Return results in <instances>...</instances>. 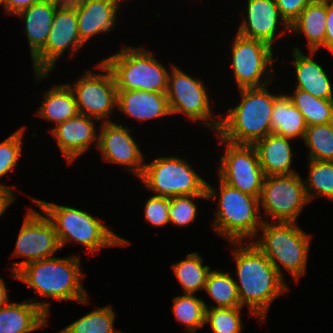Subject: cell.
<instances>
[{
  "mask_svg": "<svg viewBox=\"0 0 333 333\" xmlns=\"http://www.w3.org/2000/svg\"><path fill=\"white\" fill-rule=\"evenodd\" d=\"M230 242L236 262L235 280L241 307L247 305L249 315L266 321L272 302L289 291L287 282L278 274L266 255L252 242Z\"/></svg>",
  "mask_w": 333,
  "mask_h": 333,
  "instance_id": "cell-1",
  "label": "cell"
},
{
  "mask_svg": "<svg viewBox=\"0 0 333 333\" xmlns=\"http://www.w3.org/2000/svg\"><path fill=\"white\" fill-rule=\"evenodd\" d=\"M80 256L51 257L28 263L17 272V280L25 283L36 293V299L31 302L39 306L48 316L49 302L37 301L43 299L76 301L87 304L88 293L82 285L85 274L80 269Z\"/></svg>",
  "mask_w": 333,
  "mask_h": 333,
  "instance_id": "cell-2",
  "label": "cell"
},
{
  "mask_svg": "<svg viewBox=\"0 0 333 333\" xmlns=\"http://www.w3.org/2000/svg\"><path fill=\"white\" fill-rule=\"evenodd\" d=\"M239 90L241 102L225 117L219 114L221 123L216 135L231 144L254 145L271 133L272 110L279 95L270 93L267 86Z\"/></svg>",
  "mask_w": 333,
  "mask_h": 333,
  "instance_id": "cell-3",
  "label": "cell"
},
{
  "mask_svg": "<svg viewBox=\"0 0 333 333\" xmlns=\"http://www.w3.org/2000/svg\"><path fill=\"white\" fill-rule=\"evenodd\" d=\"M31 200L53 223L61 249L66 243L71 244L75 241L93 255L104 247L130 245L128 240L110 230L100 218L93 217L83 210L32 197Z\"/></svg>",
  "mask_w": 333,
  "mask_h": 333,
  "instance_id": "cell-4",
  "label": "cell"
},
{
  "mask_svg": "<svg viewBox=\"0 0 333 333\" xmlns=\"http://www.w3.org/2000/svg\"><path fill=\"white\" fill-rule=\"evenodd\" d=\"M218 181L219 190L207 182L208 199L214 201L218 198L215 219L211 224L214 231L229 243L245 242L247 237L256 238L265 221L260 214L259 198L231 187L220 178Z\"/></svg>",
  "mask_w": 333,
  "mask_h": 333,
  "instance_id": "cell-5",
  "label": "cell"
},
{
  "mask_svg": "<svg viewBox=\"0 0 333 333\" xmlns=\"http://www.w3.org/2000/svg\"><path fill=\"white\" fill-rule=\"evenodd\" d=\"M260 231L262 234H258L259 238L252 242L283 279L281 266L298 282L307 269L312 235L300 228L297 222L263 221Z\"/></svg>",
  "mask_w": 333,
  "mask_h": 333,
  "instance_id": "cell-6",
  "label": "cell"
},
{
  "mask_svg": "<svg viewBox=\"0 0 333 333\" xmlns=\"http://www.w3.org/2000/svg\"><path fill=\"white\" fill-rule=\"evenodd\" d=\"M102 61L111 70L117 90L167 92L170 71L150 50L125 45Z\"/></svg>",
  "mask_w": 333,
  "mask_h": 333,
  "instance_id": "cell-7",
  "label": "cell"
},
{
  "mask_svg": "<svg viewBox=\"0 0 333 333\" xmlns=\"http://www.w3.org/2000/svg\"><path fill=\"white\" fill-rule=\"evenodd\" d=\"M139 179L156 196L207 195V181L177 156H159L146 162Z\"/></svg>",
  "mask_w": 333,
  "mask_h": 333,
  "instance_id": "cell-8",
  "label": "cell"
},
{
  "mask_svg": "<svg viewBox=\"0 0 333 333\" xmlns=\"http://www.w3.org/2000/svg\"><path fill=\"white\" fill-rule=\"evenodd\" d=\"M170 70L166 96L171 115L184 113L189 120L202 121L204 126L217 133L221 120L213 117L214 112L204 82L189 76L174 64H171Z\"/></svg>",
  "mask_w": 333,
  "mask_h": 333,
  "instance_id": "cell-9",
  "label": "cell"
},
{
  "mask_svg": "<svg viewBox=\"0 0 333 333\" xmlns=\"http://www.w3.org/2000/svg\"><path fill=\"white\" fill-rule=\"evenodd\" d=\"M309 200L299 173L265 176L259 196V209L273 222L296 223Z\"/></svg>",
  "mask_w": 333,
  "mask_h": 333,
  "instance_id": "cell-10",
  "label": "cell"
},
{
  "mask_svg": "<svg viewBox=\"0 0 333 333\" xmlns=\"http://www.w3.org/2000/svg\"><path fill=\"white\" fill-rule=\"evenodd\" d=\"M101 73L87 70L74 84L72 89L79 114L89 116L98 121L111 122V114L117 109L118 90L111 70L103 63L96 65ZM105 73H104V72Z\"/></svg>",
  "mask_w": 333,
  "mask_h": 333,
  "instance_id": "cell-11",
  "label": "cell"
},
{
  "mask_svg": "<svg viewBox=\"0 0 333 333\" xmlns=\"http://www.w3.org/2000/svg\"><path fill=\"white\" fill-rule=\"evenodd\" d=\"M85 46L78 32L75 6H58L45 46L32 58L36 82L44 80L54 70L56 62L70 49L76 54Z\"/></svg>",
  "mask_w": 333,
  "mask_h": 333,
  "instance_id": "cell-12",
  "label": "cell"
},
{
  "mask_svg": "<svg viewBox=\"0 0 333 333\" xmlns=\"http://www.w3.org/2000/svg\"><path fill=\"white\" fill-rule=\"evenodd\" d=\"M233 40L231 67L237 87L259 88L270 85L274 73L273 48L237 33Z\"/></svg>",
  "mask_w": 333,
  "mask_h": 333,
  "instance_id": "cell-13",
  "label": "cell"
},
{
  "mask_svg": "<svg viewBox=\"0 0 333 333\" xmlns=\"http://www.w3.org/2000/svg\"><path fill=\"white\" fill-rule=\"evenodd\" d=\"M61 250L53 223L43 213L28 208L23 225L15 243L13 257H25L24 261L13 263L11 276L17 279V272L28 263L54 257Z\"/></svg>",
  "mask_w": 333,
  "mask_h": 333,
  "instance_id": "cell-14",
  "label": "cell"
},
{
  "mask_svg": "<svg viewBox=\"0 0 333 333\" xmlns=\"http://www.w3.org/2000/svg\"><path fill=\"white\" fill-rule=\"evenodd\" d=\"M219 144L225 146L218 167V178L241 192L259 198L265 174L260 166L256 148L253 145L231 144L219 137Z\"/></svg>",
  "mask_w": 333,
  "mask_h": 333,
  "instance_id": "cell-15",
  "label": "cell"
},
{
  "mask_svg": "<svg viewBox=\"0 0 333 333\" xmlns=\"http://www.w3.org/2000/svg\"><path fill=\"white\" fill-rule=\"evenodd\" d=\"M98 150L104 161L123 165L139 178L144 169V155L139 144L130 134L132 128L114 122H101Z\"/></svg>",
  "mask_w": 333,
  "mask_h": 333,
  "instance_id": "cell-16",
  "label": "cell"
},
{
  "mask_svg": "<svg viewBox=\"0 0 333 333\" xmlns=\"http://www.w3.org/2000/svg\"><path fill=\"white\" fill-rule=\"evenodd\" d=\"M246 16L237 27V34L262 41L273 47L278 35L290 31V26L281 17L275 0H247ZM281 24V25H280ZM279 25L283 28L279 32ZM277 32H279L277 34Z\"/></svg>",
  "mask_w": 333,
  "mask_h": 333,
  "instance_id": "cell-17",
  "label": "cell"
},
{
  "mask_svg": "<svg viewBox=\"0 0 333 333\" xmlns=\"http://www.w3.org/2000/svg\"><path fill=\"white\" fill-rule=\"evenodd\" d=\"M93 120L99 122L97 119L78 114L49 130L67 164L71 165L83 153L90 150L92 143L98 148L99 134Z\"/></svg>",
  "mask_w": 333,
  "mask_h": 333,
  "instance_id": "cell-18",
  "label": "cell"
},
{
  "mask_svg": "<svg viewBox=\"0 0 333 333\" xmlns=\"http://www.w3.org/2000/svg\"><path fill=\"white\" fill-rule=\"evenodd\" d=\"M120 7L112 0H82L75 5L81 40L86 43L99 33L113 31Z\"/></svg>",
  "mask_w": 333,
  "mask_h": 333,
  "instance_id": "cell-19",
  "label": "cell"
},
{
  "mask_svg": "<svg viewBox=\"0 0 333 333\" xmlns=\"http://www.w3.org/2000/svg\"><path fill=\"white\" fill-rule=\"evenodd\" d=\"M117 109L141 122L171 116L166 93L143 90H118Z\"/></svg>",
  "mask_w": 333,
  "mask_h": 333,
  "instance_id": "cell-20",
  "label": "cell"
},
{
  "mask_svg": "<svg viewBox=\"0 0 333 333\" xmlns=\"http://www.w3.org/2000/svg\"><path fill=\"white\" fill-rule=\"evenodd\" d=\"M305 55L300 48L294 47L291 63L295 67L297 82L294 88L309 92L312 96L320 99H333V89L330 78L322 65L313 60L317 51H309Z\"/></svg>",
  "mask_w": 333,
  "mask_h": 333,
  "instance_id": "cell-21",
  "label": "cell"
},
{
  "mask_svg": "<svg viewBox=\"0 0 333 333\" xmlns=\"http://www.w3.org/2000/svg\"><path fill=\"white\" fill-rule=\"evenodd\" d=\"M291 140L293 139L272 132L253 145L257 150L259 163L265 176L297 173L291 168L294 155Z\"/></svg>",
  "mask_w": 333,
  "mask_h": 333,
  "instance_id": "cell-22",
  "label": "cell"
},
{
  "mask_svg": "<svg viewBox=\"0 0 333 333\" xmlns=\"http://www.w3.org/2000/svg\"><path fill=\"white\" fill-rule=\"evenodd\" d=\"M58 6L54 0H41L16 15L24 19L23 30L27 35L31 58L45 46Z\"/></svg>",
  "mask_w": 333,
  "mask_h": 333,
  "instance_id": "cell-23",
  "label": "cell"
},
{
  "mask_svg": "<svg viewBox=\"0 0 333 333\" xmlns=\"http://www.w3.org/2000/svg\"><path fill=\"white\" fill-rule=\"evenodd\" d=\"M30 299L0 308V333H30L49 325L48 315Z\"/></svg>",
  "mask_w": 333,
  "mask_h": 333,
  "instance_id": "cell-24",
  "label": "cell"
},
{
  "mask_svg": "<svg viewBox=\"0 0 333 333\" xmlns=\"http://www.w3.org/2000/svg\"><path fill=\"white\" fill-rule=\"evenodd\" d=\"M327 0H313L290 25L293 33L304 34L308 51H319L325 48Z\"/></svg>",
  "mask_w": 333,
  "mask_h": 333,
  "instance_id": "cell-25",
  "label": "cell"
},
{
  "mask_svg": "<svg viewBox=\"0 0 333 333\" xmlns=\"http://www.w3.org/2000/svg\"><path fill=\"white\" fill-rule=\"evenodd\" d=\"M36 116L57 125L79 114L75 95L69 85L56 84L44 92L43 101Z\"/></svg>",
  "mask_w": 333,
  "mask_h": 333,
  "instance_id": "cell-26",
  "label": "cell"
},
{
  "mask_svg": "<svg viewBox=\"0 0 333 333\" xmlns=\"http://www.w3.org/2000/svg\"><path fill=\"white\" fill-rule=\"evenodd\" d=\"M307 127L303 114L293 105L288 94H279L272 110L271 133L303 140Z\"/></svg>",
  "mask_w": 333,
  "mask_h": 333,
  "instance_id": "cell-27",
  "label": "cell"
},
{
  "mask_svg": "<svg viewBox=\"0 0 333 333\" xmlns=\"http://www.w3.org/2000/svg\"><path fill=\"white\" fill-rule=\"evenodd\" d=\"M203 262L198 252H192L183 260L171 265L176 279L183 287L184 294H195L198 290L205 289L211 268Z\"/></svg>",
  "mask_w": 333,
  "mask_h": 333,
  "instance_id": "cell-28",
  "label": "cell"
},
{
  "mask_svg": "<svg viewBox=\"0 0 333 333\" xmlns=\"http://www.w3.org/2000/svg\"><path fill=\"white\" fill-rule=\"evenodd\" d=\"M230 274L221 270L210 271L204 291L213 299L215 305L206 304V308L241 307L235 279Z\"/></svg>",
  "mask_w": 333,
  "mask_h": 333,
  "instance_id": "cell-29",
  "label": "cell"
},
{
  "mask_svg": "<svg viewBox=\"0 0 333 333\" xmlns=\"http://www.w3.org/2000/svg\"><path fill=\"white\" fill-rule=\"evenodd\" d=\"M293 91L288 96L293 105L303 114L307 126L333 122V99H320L297 88Z\"/></svg>",
  "mask_w": 333,
  "mask_h": 333,
  "instance_id": "cell-30",
  "label": "cell"
},
{
  "mask_svg": "<svg viewBox=\"0 0 333 333\" xmlns=\"http://www.w3.org/2000/svg\"><path fill=\"white\" fill-rule=\"evenodd\" d=\"M172 312L175 319L181 325H185V331L195 333L205 325L206 303L196 294H183L173 298Z\"/></svg>",
  "mask_w": 333,
  "mask_h": 333,
  "instance_id": "cell-31",
  "label": "cell"
},
{
  "mask_svg": "<svg viewBox=\"0 0 333 333\" xmlns=\"http://www.w3.org/2000/svg\"><path fill=\"white\" fill-rule=\"evenodd\" d=\"M115 316L112 306L97 307L58 333H123L114 330Z\"/></svg>",
  "mask_w": 333,
  "mask_h": 333,
  "instance_id": "cell-32",
  "label": "cell"
},
{
  "mask_svg": "<svg viewBox=\"0 0 333 333\" xmlns=\"http://www.w3.org/2000/svg\"><path fill=\"white\" fill-rule=\"evenodd\" d=\"M308 167L304 186L309 202L317 196L333 201V161L309 160Z\"/></svg>",
  "mask_w": 333,
  "mask_h": 333,
  "instance_id": "cell-33",
  "label": "cell"
},
{
  "mask_svg": "<svg viewBox=\"0 0 333 333\" xmlns=\"http://www.w3.org/2000/svg\"><path fill=\"white\" fill-rule=\"evenodd\" d=\"M303 142L309 160L333 161V122L308 126Z\"/></svg>",
  "mask_w": 333,
  "mask_h": 333,
  "instance_id": "cell-34",
  "label": "cell"
},
{
  "mask_svg": "<svg viewBox=\"0 0 333 333\" xmlns=\"http://www.w3.org/2000/svg\"><path fill=\"white\" fill-rule=\"evenodd\" d=\"M25 129L26 126L20 127L0 143V178L7 175L11 170H14V167L18 164L19 157L22 154L21 150ZM10 187L16 188V186H5L0 182V189L16 199V193Z\"/></svg>",
  "mask_w": 333,
  "mask_h": 333,
  "instance_id": "cell-35",
  "label": "cell"
},
{
  "mask_svg": "<svg viewBox=\"0 0 333 333\" xmlns=\"http://www.w3.org/2000/svg\"><path fill=\"white\" fill-rule=\"evenodd\" d=\"M243 307L206 308L205 324H210L213 333H241V310Z\"/></svg>",
  "mask_w": 333,
  "mask_h": 333,
  "instance_id": "cell-36",
  "label": "cell"
},
{
  "mask_svg": "<svg viewBox=\"0 0 333 333\" xmlns=\"http://www.w3.org/2000/svg\"><path fill=\"white\" fill-rule=\"evenodd\" d=\"M171 198V207L168 211L170 224L177 227H187L197 217V204L193 198L208 199V195H180Z\"/></svg>",
  "mask_w": 333,
  "mask_h": 333,
  "instance_id": "cell-37",
  "label": "cell"
},
{
  "mask_svg": "<svg viewBox=\"0 0 333 333\" xmlns=\"http://www.w3.org/2000/svg\"><path fill=\"white\" fill-rule=\"evenodd\" d=\"M171 198L152 195L145 202L144 220L154 227L170 224L168 211L171 207Z\"/></svg>",
  "mask_w": 333,
  "mask_h": 333,
  "instance_id": "cell-38",
  "label": "cell"
},
{
  "mask_svg": "<svg viewBox=\"0 0 333 333\" xmlns=\"http://www.w3.org/2000/svg\"><path fill=\"white\" fill-rule=\"evenodd\" d=\"M281 17L290 26L313 0H275Z\"/></svg>",
  "mask_w": 333,
  "mask_h": 333,
  "instance_id": "cell-39",
  "label": "cell"
},
{
  "mask_svg": "<svg viewBox=\"0 0 333 333\" xmlns=\"http://www.w3.org/2000/svg\"><path fill=\"white\" fill-rule=\"evenodd\" d=\"M325 49L333 54V2L327 0Z\"/></svg>",
  "mask_w": 333,
  "mask_h": 333,
  "instance_id": "cell-40",
  "label": "cell"
},
{
  "mask_svg": "<svg viewBox=\"0 0 333 333\" xmlns=\"http://www.w3.org/2000/svg\"><path fill=\"white\" fill-rule=\"evenodd\" d=\"M41 0H6V14L17 15Z\"/></svg>",
  "mask_w": 333,
  "mask_h": 333,
  "instance_id": "cell-41",
  "label": "cell"
},
{
  "mask_svg": "<svg viewBox=\"0 0 333 333\" xmlns=\"http://www.w3.org/2000/svg\"><path fill=\"white\" fill-rule=\"evenodd\" d=\"M15 200L13 196L0 189V217H2V214L6 212V209H8Z\"/></svg>",
  "mask_w": 333,
  "mask_h": 333,
  "instance_id": "cell-42",
  "label": "cell"
},
{
  "mask_svg": "<svg viewBox=\"0 0 333 333\" xmlns=\"http://www.w3.org/2000/svg\"><path fill=\"white\" fill-rule=\"evenodd\" d=\"M9 301L6 283L0 277V308L4 307Z\"/></svg>",
  "mask_w": 333,
  "mask_h": 333,
  "instance_id": "cell-43",
  "label": "cell"
},
{
  "mask_svg": "<svg viewBox=\"0 0 333 333\" xmlns=\"http://www.w3.org/2000/svg\"><path fill=\"white\" fill-rule=\"evenodd\" d=\"M59 6H75L82 0H54Z\"/></svg>",
  "mask_w": 333,
  "mask_h": 333,
  "instance_id": "cell-44",
  "label": "cell"
},
{
  "mask_svg": "<svg viewBox=\"0 0 333 333\" xmlns=\"http://www.w3.org/2000/svg\"><path fill=\"white\" fill-rule=\"evenodd\" d=\"M3 6V10H5L4 12L6 13V0H0V6Z\"/></svg>",
  "mask_w": 333,
  "mask_h": 333,
  "instance_id": "cell-45",
  "label": "cell"
},
{
  "mask_svg": "<svg viewBox=\"0 0 333 333\" xmlns=\"http://www.w3.org/2000/svg\"><path fill=\"white\" fill-rule=\"evenodd\" d=\"M113 2L117 3L120 6V3L125 1V0H112Z\"/></svg>",
  "mask_w": 333,
  "mask_h": 333,
  "instance_id": "cell-46",
  "label": "cell"
}]
</instances>
